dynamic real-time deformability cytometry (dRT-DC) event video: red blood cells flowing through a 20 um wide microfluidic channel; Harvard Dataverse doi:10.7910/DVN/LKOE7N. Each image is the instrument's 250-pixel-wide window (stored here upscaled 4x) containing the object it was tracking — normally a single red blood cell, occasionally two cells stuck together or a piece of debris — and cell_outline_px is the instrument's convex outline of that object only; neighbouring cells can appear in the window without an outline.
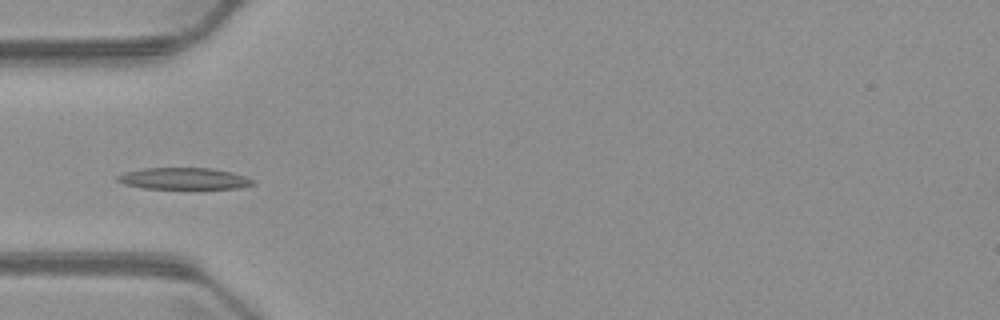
{"species": "common noctule bat (a hibernating species)", "species_latin": "Nyctalus noctula", "temperature_condition": "warm", "stored_images_in_passage": 3, "camera_frame_rate_fps": 3000, "um_per_image_px": 0.085, "animal": {"sex": "male", "body_mass_g": 23.1, "forearm_length_mm": 52.7}, "frame": {"image": 1, "passage_image": 2, "time_ms": 2.333, "image_size_px": [1000, 320], "cell_outline_px": [[256, 184], [240, 188], [140, 188], [124, 184], [116, 180], [116, 176], [124, 172], [144, 168], [212, 168], [232, 172], [256, 180]], "centroid_in_image_um": [15.64, 15.17], "position_along_channel_um": 69.4, "area_um2": 17.11}}
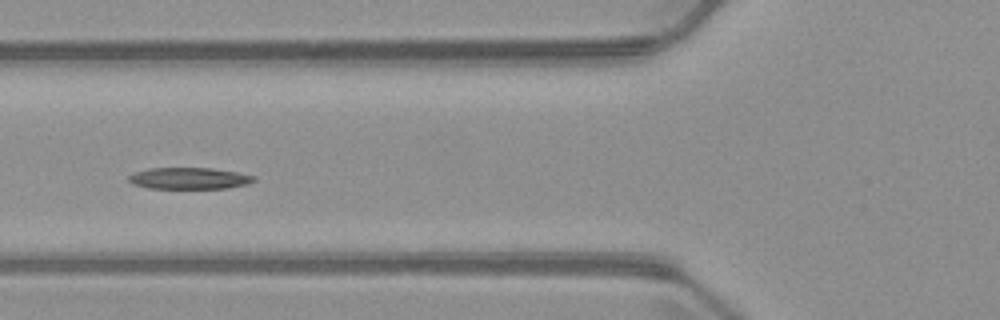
{"frame": {"image": 2, "passage_image": 3, "time_ms": 3.333, "image_size_px": [1000, 320], "cell_outline_px": [[256, 180], [248, 184], [228, 188], [148, 188], [132, 184], [128, 180], [128, 176], [136, 172], [148, 168], [212, 168], [236, 172], [256, 176]], "centroid_in_image_um": [16.09, 15.16], "position_along_channel_um": 109.7, "area_um2": 15.72}}